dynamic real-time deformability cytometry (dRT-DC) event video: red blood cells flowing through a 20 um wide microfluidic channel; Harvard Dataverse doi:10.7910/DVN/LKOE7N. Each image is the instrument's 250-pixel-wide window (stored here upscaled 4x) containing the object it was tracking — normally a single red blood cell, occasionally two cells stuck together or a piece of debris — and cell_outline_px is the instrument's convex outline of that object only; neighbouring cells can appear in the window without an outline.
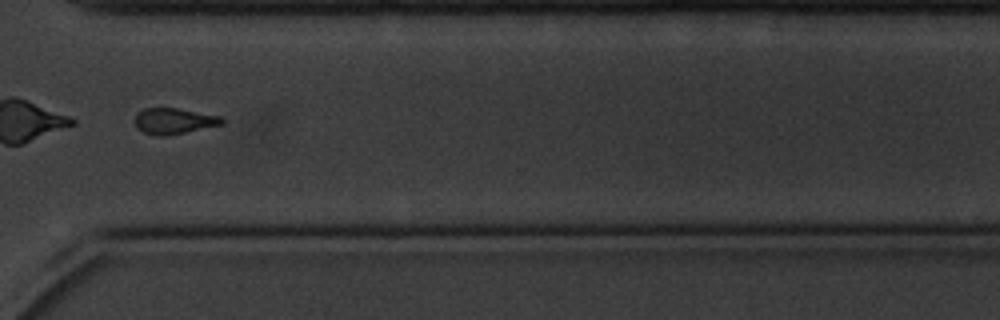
{"species": "common noctule bat (a hibernating species)", "species_latin": "Nyctalus noctula", "temperature_condition": "cold", "stored_images_in_passage": 54, "segment_of_instrument_passage": [2, 2], "camera_frame_rate_fps": 3000, "um_per_image_px": 0.085, "animal": {"sex": "male", "body_mass_g": 20.1, "forearm_length_mm": 53.5}, "frame": {"image": 1, "passage_image": 40, "time_ms": 13.0, "image_size_px": [1000, 320], "cell_outline_px": [[224, 124], [164, 136], [156, 136], [144, 132], [136, 128], [136, 112], [144, 108], [176, 108], [220, 116], [224, 120]], "centroid_in_image_um": [14.76, 10.28], "position_along_channel_um": 355.8, "area_um2": 13.01}}